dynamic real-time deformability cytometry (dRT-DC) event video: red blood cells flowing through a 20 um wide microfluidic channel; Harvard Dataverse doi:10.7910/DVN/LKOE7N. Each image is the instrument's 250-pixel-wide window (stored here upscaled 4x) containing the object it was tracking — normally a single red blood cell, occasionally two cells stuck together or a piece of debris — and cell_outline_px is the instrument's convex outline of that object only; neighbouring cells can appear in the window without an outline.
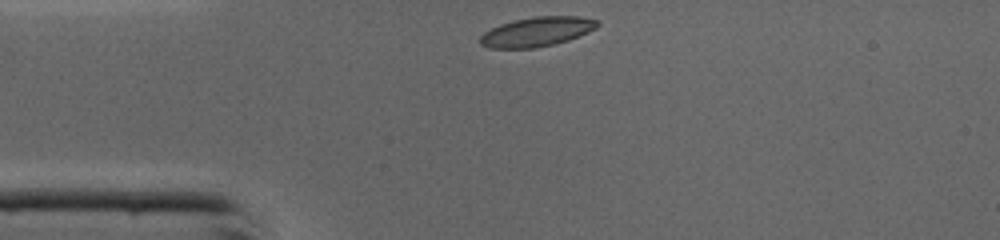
{"species": "common noctule bat (a hibernating species)", "species_latin": "Nyctalus noctula", "temperature_condition": "cold", "stored_images_in_passage": 27, "camera_frame_rate_fps": 3000, "um_per_image_px": 0.085, "animal": {"sex": "male", "body_mass_g": 19.0, "forearm_length_mm": 50.8}, "frame": {"image": 1, "passage_image": 1, "time_ms": 0.0, "image_size_px": [1000, 240], "cell_outline_px": [[600, 24], [596, 28], [588, 32], [568, 40], [536, 48], [488, 48], [480, 44], [480, 36], [484, 32], [500, 24], [512, 20], [536, 16], [576, 16], [596, 20]], "centroid_in_image_um": [45.6, 2.69], "position_along_channel_um": 39.4, "area_um2": 20.06}}
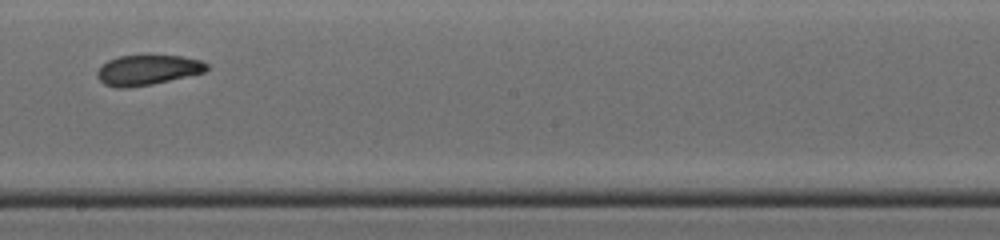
{"frame": {"image": 2, "passage_image": 16, "time_ms": 5.0, "image_size_px": [1000, 240], "cell_outline_px": [[208, 68], [204, 72], [152, 84], [128, 88], [116, 88], [104, 84], [96, 76], [96, 72], [108, 60], [120, 56], [184, 56], [200, 60], [208, 64]], "centroid_in_image_um": [12.53, 5.96], "position_along_channel_um": 235.7, "area_um2": 19.02}}
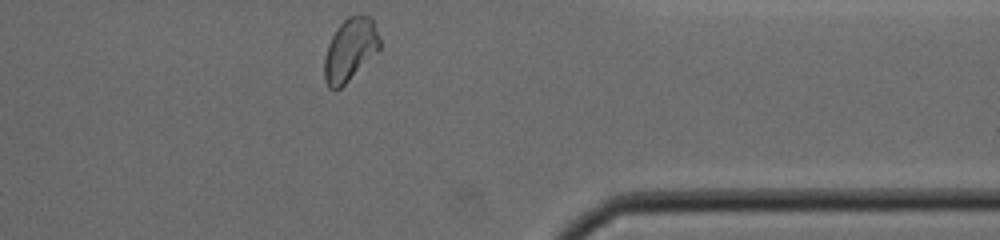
{"frame": {"image": 3, "passage_image": 27, "time_ms": 8.667, "image_size_px": [1000, 240], "cell_outline_px": [[380, 48], [336, 92], [328, 88], [324, 80], [324, 56], [328, 44], [336, 28], [348, 16], [368, 16], [372, 20], [380, 40]], "centroid_in_image_um": [29.7, 4.25], "position_along_channel_um": 381.7, "area_um2": 19.88}, "authors_computed_cell_mechanics": {"area_um2": 19.9988, "velocity_mm_per_s": 4.3661, "shape_relaxation_time_tau1_ms": 2.9526, "shape_relaxation_time_tau2_ms": 2.7056, "deformation_change_tau1": 0.0957, "deformation_change_tau2": 0.0741}}